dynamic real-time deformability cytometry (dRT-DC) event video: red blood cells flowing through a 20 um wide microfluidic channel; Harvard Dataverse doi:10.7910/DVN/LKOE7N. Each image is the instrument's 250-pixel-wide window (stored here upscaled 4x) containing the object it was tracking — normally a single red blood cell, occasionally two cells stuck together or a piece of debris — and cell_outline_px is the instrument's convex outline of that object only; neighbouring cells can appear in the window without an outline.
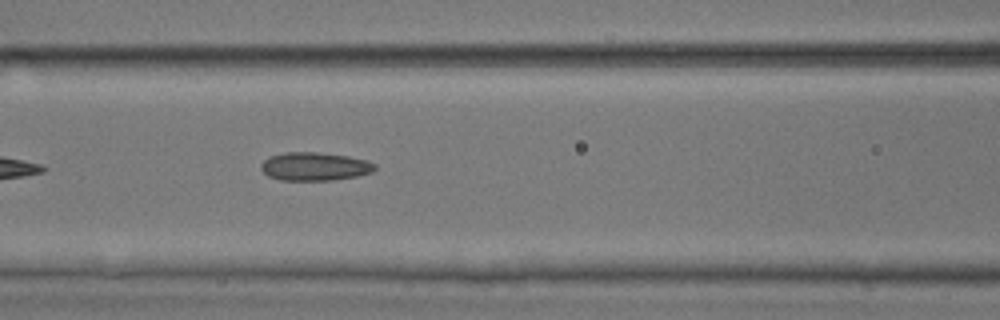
{"species": "common noctule bat (a hibernating species)", "species_latin": "Nyctalus noctula", "temperature_condition": "room temperature", "stored_images_in_passage": 7, "segment_of_instrument_passage": [1, 2], "camera_frame_rate_fps": 3000, "um_per_image_px": 0.085, "animal": {"sex": "male", "body_mass_g": 17.9, "forearm_length_mm": 54.2}, "frame": {"image": 1, "passage_image": 6, "time_ms": 1.667, "image_size_px": [1000, 320], "cell_outline_px": [[376, 168], [372, 172], [356, 176], [332, 180], [280, 180], [268, 176], [260, 168], [260, 164], [268, 156], [284, 152], [316, 152], [348, 156], [368, 160], [376, 164]], "centroid_in_image_um": [26.73, 14.14], "position_along_channel_um": 139.9, "area_um2": 18.9}}